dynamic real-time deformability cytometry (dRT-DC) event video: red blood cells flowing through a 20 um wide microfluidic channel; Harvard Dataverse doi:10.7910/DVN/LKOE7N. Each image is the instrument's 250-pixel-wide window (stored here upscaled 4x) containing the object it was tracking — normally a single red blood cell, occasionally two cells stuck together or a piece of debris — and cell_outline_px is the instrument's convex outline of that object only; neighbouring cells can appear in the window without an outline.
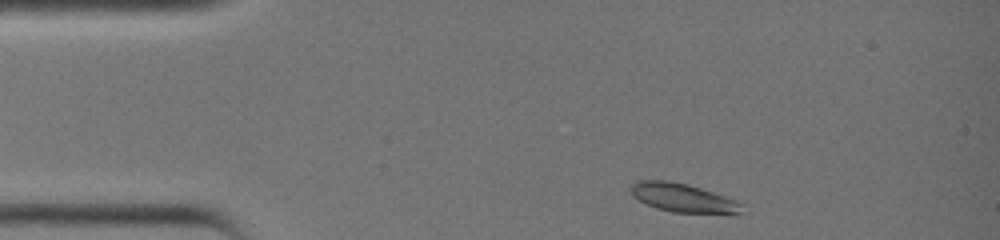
{"species": "common noctule bat (a hibernating species)", "species_latin": "Nyctalus noctula", "temperature_condition": "warm", "stored_images_in_passage": 30, "camera_frame_rate_fps": 3000, "um_per_image_px": 0.085, "animal": {"sex": "female", "body_mass_g": 19.0, "forearm_length_mm": 51.5}, "frame": {"image": 1, "passage_image": 1, "time_ms": 0.0, "image_size_px": [1000, 240], "cell_outline_px": [[744, 204], [740, 212], [736, 216], [728, 216], [672, 212], [656, 208], [632, 196], [632, 184], [640, 180], [668, 180], [688, 184], [736, 200]], "centroid_in_image_um": [58.17, 16.87], "position_along_channel_um": 26.8, "area_um2": 19.07}}
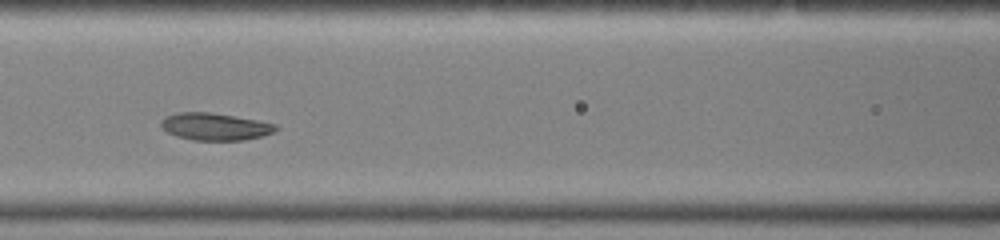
{"frame": {"image": 2, "passage_image": 12, "time_ms": 3.667, "image_size_px": [1000, 240], "cell_outline_px": [[280, 128], [272, 132], [260, 136], [244, 140], [192, 140], [176, 136], [168, 132], [160, 124], [160, 120], [164, 116], [176, 112], [212, 112], [256, 120], [276, 124]], "centroid_in_image_um": [18.24, 10.75], "position_along_channel_um": 148.4, "area_um2": 18.21}}
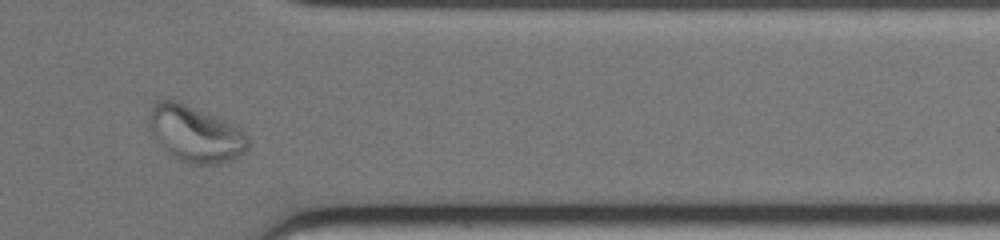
{"frame": {"image": 3, "passage_image": 27, "time_ms": 8.667, "image_size_px": [1000, 240], "cell_outline_px": [[248, 148], [240, 156], [232, 160], [212, 164], [192, 164], [180, 160], [152, 132], [148, 124], [152, 104], [156, 100], [176, 100], [224, 120], [240, 128], [248, 136]], "centroid_in_image_um": [16.66, 11.36], "position_along_channel_um": 394.7, "area_um2": 31.5}}